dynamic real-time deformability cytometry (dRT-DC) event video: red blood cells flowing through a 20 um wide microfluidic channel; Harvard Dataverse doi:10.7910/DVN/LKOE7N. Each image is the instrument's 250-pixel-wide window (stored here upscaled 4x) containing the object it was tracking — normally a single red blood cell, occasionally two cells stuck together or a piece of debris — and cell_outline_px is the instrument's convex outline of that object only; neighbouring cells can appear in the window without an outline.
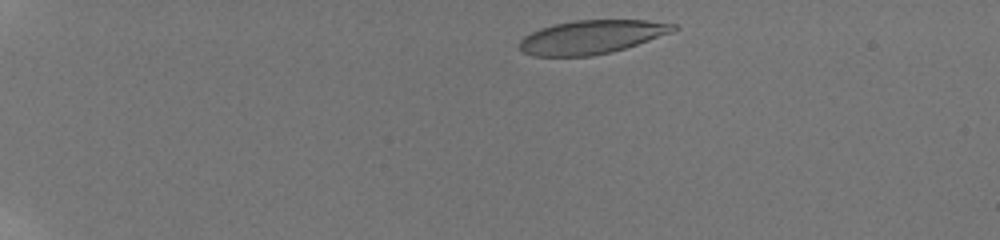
{"species": "human", "species_latin": "Homo sapiens", "temperature_condition": "room temperature", "stored_images_in_passage": 45, "camera_frame_rate_fps": 3000, "um_per_image_px": 0.085, "donor": {"sex": "male"}, "frame": {"image": 1, "passage_image": 1, "time_ms": 0.0, "image_size_px": [1000, 240], "cell_outline_px": [[680, 28], [672, 32], [612, 52], [592, 56], [532, 56], [524, 52], [520, 48], [520, 40], [524, 36], [540, 28], [556, 24], [576, 20], [648, 20], [676, 24]], "centroid_in_image_um": [50.29, 3.14], "position_along_channel_um": 34.7, "area_um2": 30.0}}
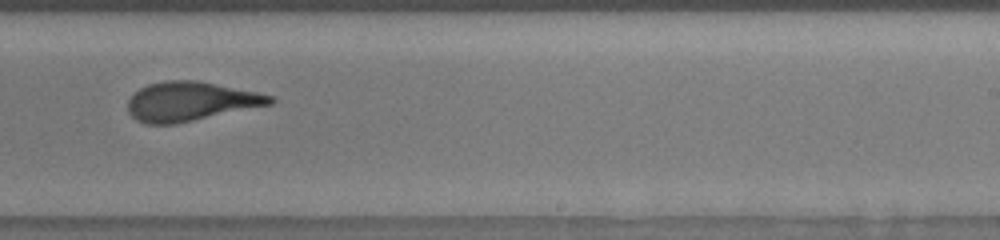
{"frame": {"image": 2, "passage_image": 28, "time_ms": 9.0, "image_size_px": [1000, 240], "cell_outline_px": [[276, 100], [272, 104], [176, 124], [144, 124], [136, 120], [128, 112], [128, 100], [140, 88], [148, 84], [164, 80], [196, 80], [276, 96]], "centroid_in_image_um": [16.19, 8.62], "position_along_channel_um": 272.8, "area_um2": 32.48}}
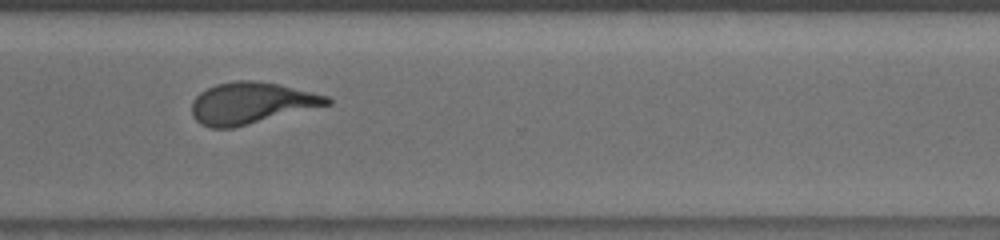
{"frame": {"image": 3, "passage_image": 34, "time_ms": 11.0, "image_size_px": [1000, 240], "cell_outline_px": [[332, 104], [232, 128], [212, 128], [200, 124], [192, 116], [192, 100], [200, 92], [216, 84], [236, 80], [252, 80], [276, 84], [312, 92], [328, 96], [332, 100]], "centroid_in_image_um": [21.34, 8.77], "position_along_channel_um": 349.3, "area_um2": 32.54}, "authors_computed_cell_mechanics": {"area_um2": 32.657, "velocity_mm_per_s": 3.8184, "shape_relaxation_time_tau1_ms": 6.2097, "shape_relaxation_time_tau2_ms": 1.3851, "deformation_change_tau1": 0.2304, "deformation_change_tau2": 0.0974}}